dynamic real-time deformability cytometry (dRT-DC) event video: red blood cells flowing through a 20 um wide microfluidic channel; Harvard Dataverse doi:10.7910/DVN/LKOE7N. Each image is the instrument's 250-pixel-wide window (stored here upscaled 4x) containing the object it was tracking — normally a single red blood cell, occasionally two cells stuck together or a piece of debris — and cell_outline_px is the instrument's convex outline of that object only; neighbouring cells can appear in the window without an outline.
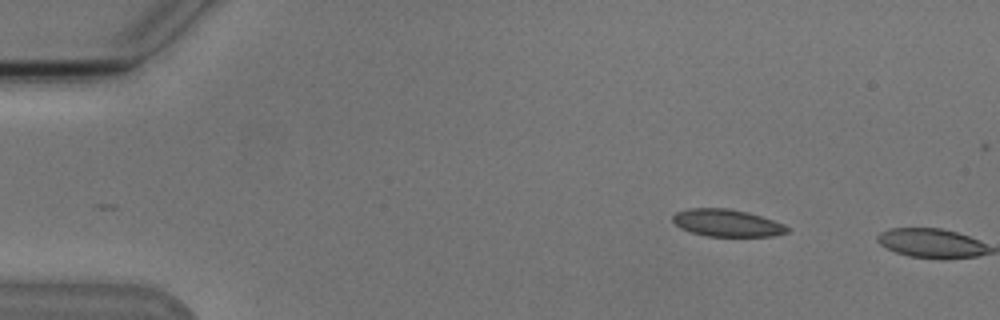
{"species": "Egyptian fruit bat (a non-hibernating species)", "species_latin": "Rousettus aegyptiacus", "temperature_condition": "cold", "stored_images_in_passage": 6, "segment_of_instrument_passage": [2, 2], "camera_frame_rate_fps": 3000, "um_per_image_px": 0.085, "animal": {"sex": "male"}, "frame": {"image": 1, "passage_image": 6, "time_ms": 7.0, "image_size_px": [1000, 320], "cell_outline_px": [[788, 232], [772, 236], [704, 236], [680, 228], [672, 220], [672, 216], [676, 212], [688, 208], [728, 208], [748, 212], [784, 224], [788, 228]], "centroid_in_image_um": [61.76, 18.95], "position_along_channel_um": 23.2, "area_um2": 18.09}}